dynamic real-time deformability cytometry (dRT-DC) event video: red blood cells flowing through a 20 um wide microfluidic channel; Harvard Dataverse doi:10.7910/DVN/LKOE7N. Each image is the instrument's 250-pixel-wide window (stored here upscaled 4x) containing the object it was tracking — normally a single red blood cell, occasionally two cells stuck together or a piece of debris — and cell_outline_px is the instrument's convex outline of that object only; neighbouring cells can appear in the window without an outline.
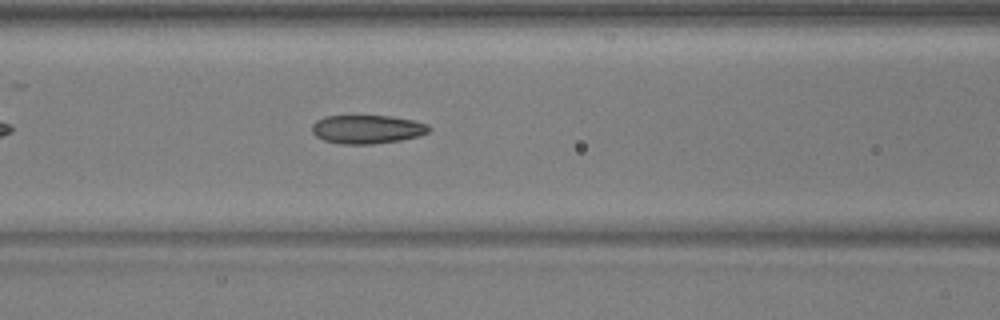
{"species": "common noctule bat (a hibernating species)", "species_latin": "Nyctalus noctula", "temperature_condition": "warm", "stored_images_in_passage": 39, "camera_frame_rate_fps": 3000, "um_per_image_px": 0.085, "animal": {"sex": "male", "body_mass_g": 17.9, "forearm_length_mm": 54.2}, "frame": {"image": 1, "passage_image": 10, "time_ms": 3.0, "image_size_px": [1000, 320], "cell_outline_px": [[432, 128], [428, 132], [416, 136], [400, 140], [372, 144], [340, 144], [324, 140], [316, 136], [312, 132], [312, 124], [316, 120], [324, 116], [392, 116], [412, 120], [428, 124]], "centroid_in_image_um": [31.19, 10.98], "position_along_channel_um": 135.4, "area_um2": 19.48}}
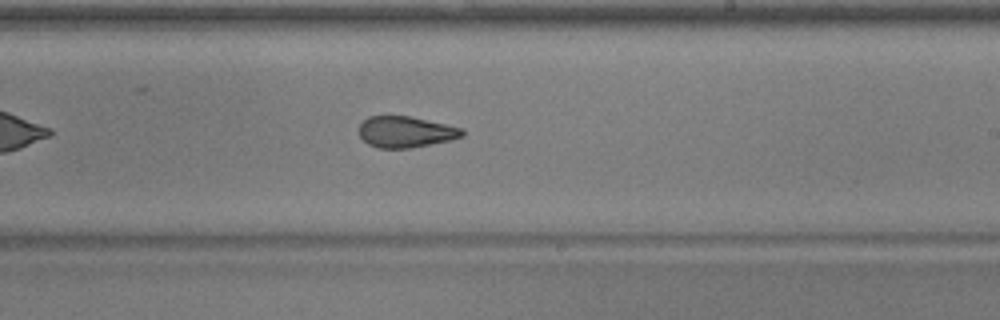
{"frame": {"image": 2, "passage_image": 19, "time_ms": 6.0, "image_size_px": [1000, 320], "cell_outline_px": [[464, 136], [452, 140], [412, 148], [380, 148], [368, 144], [360, 136], [360, 124], [368, 116], [408, 116], [464, 128]], "centroid_in_image_um": [34.52, 11.22], "position_along_channel_um": 254.5, "area_um2": 18.73}}
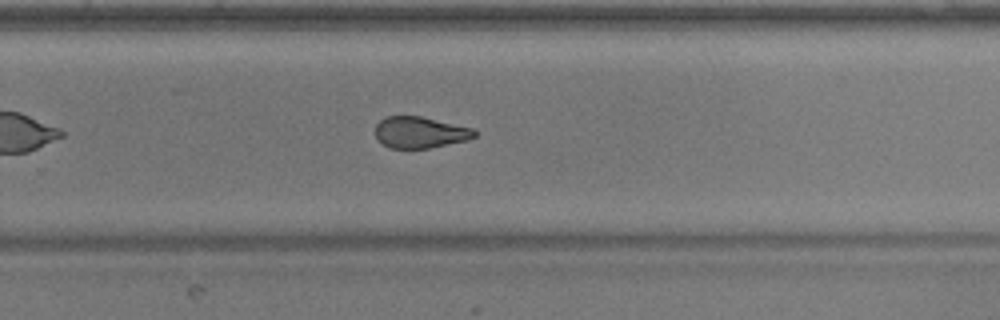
{"frame": {"image": 3, "passage_image": 22, "time_ms": 7.0, "image_size_px": [1000, 320], "cell_outline_px": [[476, 136], [468, 140], [428, 148], [388, 148], [376, 140], [376, 124], [384, 116], [420, 116], [472, 128], [476, 132]], "centroid_in_image_um": [35.66, 11.25], "position_along_channel_um": 294.1, "area_um2": 18.15}, "authors_computed_cell_mechanics": {"area_um2": 19.8254, "velocity_mm_per_s": 3.9778, "shape_relaxation_time_tau1_ms": null, "shape_relaxation_time_tau2_ms": 1.5216, "deformation_change_tau1": null, "deformation_change_tau2": 0.0805}}